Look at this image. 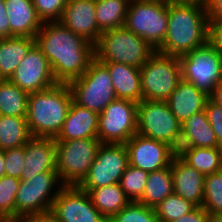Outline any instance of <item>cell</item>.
<instances>
[{
    "label": "cell",
    "instance_id": "cell-1",
    "mask_svg": "<svg viewBox=\"0 0 222 222\" xmlns=\"http://www.w3.org/2000/svg\"><path fill=\"white\" fill-rule=\"evenodd\" d=\"M35 44L48 59L57 83L79 78L95 59L94 44L75 34L61 22H44Z\"/></svg>",
    "mask_w": 222,
    "mask_h": 222
},
{
    "label": "cell",
    "instance_id": "cell-2",
    "mask_svg": "<svg viewBox=\"0 0 222 222\" xmlns=\"http://www.w3.org/2000/svg\"><path fill=\"white\" fill-rule=\"evenodd\" d=\"M208 17L205 4L168 3V27L162 45L164 55L181 56L208 41Z\"/></svg>",
    "mask_w": 222,
    "mask_h": 222
},
{
    "label": "cell",
    "instance_id": "cell-3",
    "mask_svg": "<svg viewBox=\"0 0 222 222\" xmlns=\"http://www.w3.org/2000/svg\"><path fill=\"white\" fill-rule=\"evenodd\" d=\"M73 102L67 83L28 95L26 120L32 137L56 138Z\"/></svg>",
    "mask_w": 222,
    "mask_h": 222
},
{
    "label": "cell",
    "instance_id": "cell-4",
    "mask_svg": "<svg viewBox=\"0 0 222 222\" xmlns=\"http://www.w3.org/2000/svg\"><path fill=\"white\" fill-rule=\"evenodd\" d=\"M156 50L124 26L101 33L94 44L95 59L100 63H120L140 68Z\"/></svg>",
    "mask_w": 222,
    "mask_h": 222
},
{
    "label": "cell",
    "instance_id": "cell-5",
    "mask_svg": "<svg viewBox=\"0 0 222 222\" xmlns=\"http://www.w3.org/2000/svg\"><path fill=\"white\" fill-rule=\"evenodd\" d=\"M56 141V171L63 185L78 186L87 176L101 142L98 138Z\"/></svg>",
    "mask_w": 222,
    "mask_h": 222
},
{
    "label": "cell",
    "instance_id": "cell-6",
    "mask_svg": "<svg viewBox=\"0 0 222 222\" xmlns=\"http://www.w3.org/2000/svg\"><path fill=\"white\" fill-rule=\"evenodd\" d=\"M63 186L57 171L42 172L29 180H21L15 198V220L50 213Z\"/></svg>",
    "mask_w": 222,
    "mask_h": 222
},
{
    "label": "cell",
    "instance_id": "cell-7",
    "mask_svg": "<svg viewBox=\"0 0 222 222\" xmlns=\"http://www.w3.org/2000/svg\"><path fill=\"white\" fill-rule=\"evenodd\" d=\"M124 27L157 50L167 33L168 3L163 0H130Z\"/></svg>",
    "mask_w": 222,
    "mask_h": 222
},
{
    "label": "cell",
    "instance_id": "cell-8",
    "mask_svg": "<svg viewBox=\"0 0 222 222\" xmlns=\"http://www.w3.org/2000/svg\"><path fill=\"white\" fill-rule=\"evenodd\" d=\"M182 79L179 57L155 52L142 67V100L166 101Z\"/></svg>",
    "mask_w": 222,
    "mask_h": 222
},
{
    "label": "cell",
    "instance_id": "cell-9",
    "mask_svg": "<svg viewBox=\"0 0 222 222\" xmlns=\"http://www.w3.org/2000/svg\"><path fill=\"white\" fill-rule=\"evenodd\" d=\"M73 101L100 114L117 97L108 69L94 59L79 78L68 83Z\"/></svg>",
    "mask_w": 222,
    "mask_h": 222
},
{
    "label": "cell",
    "instance_id": "cell-10",
    "mask_svg": "<svg viewBox=\"0 0 222 222\" xmlns=\"http://www.w3.org/2000/svg\"><path fill=\"white\" fill-rule=\"evenodd\" d=\"M137 133L165 142L176 151L181 141V123L166 101L142 100L137 105Z\"/></svg>",
    "mask_w": 222,
    "mask_h": 222
},
{
    "label": "cell",
    "instance_id": "cell-11",
    "mask_svg": "<svg viewBox=\"0 0 222 222\" xmlns=\"http://www.w3.org/2000/svg\"><path fill=\"white\" fill-rule=\"evenodd\" d=\"M179 60L182 79L208 95L222 80V55L208 41Z\"/></svg>",
    "mask_w": 222,
    "mask_h": 222
},
{
    "label": "cell",
    "instance_id": "cell-12",
    "mask_svg": "<svg viewBox=\"0 0 222 222\" xmlns=\"http://www.w3.org/2000/svg\"><path fill=\"white\" fill-rule=\"evenodd\" d=\"M137 105L116 98L99 114L97 138L101 143L125 144L137 133Z\"/></svg>",
    "mask_w": 222,
    "mask_h": 222
},
{
    "label": "cell",
    "instance_id": "cell-13",
    "mask_svg": "<svg viewBox=\"0 0 222 222\" xmlns=\"http://www.w3.org/2000/svg\"><path fill=\"white\" fill-rule=\"evenodd\" d=\"M128 165L125 144L101 143L87 176L78 186L93 189L119 183Z\"/></svg>",
    "mask_w": 222,
    "mask_h": 222
},
{
    "label": "cell",
    "instance_id": "cell-14",
    "mask_svg": "<svg viewBox=\"0 0 222 222\" xmlns=\"http://www.w3.org/2000/svg\"><path fill=\"white\" fill-rule=\"evenodd\" d=\"M50 213L59 222H108L79 186L64 185L53 202Z\"/></svg>",
    "mask_w": 222,
    "mask_h": 222
},
{
    "label": "cell",
    "instance_id": "cell-15",
    "mask_svg": "<svg viewBox=\"0 0 222 222\" xmlns=\"http://www.w3.org/2000/svg\"><path fill=\"white\" fill-rule=\"evenodd\" d=\"M128 164L147 172L171 166L177 151L169 144L144 137L138 133L126 143Z\"/></svg>",
    "mask_w": 222,
    "mask_h": 222
},
{
    "label": "cell",
    "instance_id": "cell-16",
    "mask_svg": "<svg viewBox=\"0 0 222 222\" xmlns=\"http://www.w3.org/2000/svg\"><path fill=\"white\" fill-rule=\"evenodd\" d=\"M9 80L28 94L57 84L48 59L36 44L28 51Z\"/></svg>",
    "mask_w": 222,
    "mask_h": 222
},
{
    "label": "cell",
    "instance_id": "cell-17",
    "mask_svg": "<svg viewBox=\"0 0 222 222\" xmlns=\"http://www.w3.org/2000/svg\"><path fill=\"white\" fill-rule=\"evenodd\" d=\"M59 22L93 44L102 33L97 24L95 0H69Z\"/></svg>",
    "mask_w": 222,
    "mask_h": 222
},
{
    "label": "cell",
    "instance_id": "cell-18",
    "mask_svg": "<svg viewBox=\"0 0 222 222\" xmlns=\"http://www.w3.org/2000/svg\"><path fill=\"white\" fill-rule=\"evenodd\" d=\"M47 171H56V141L54 138L32 137L25 144L20 180L26 181Z\"/></svg>",
    "mask_w": 222,
    "mask_h": 222
},
{
    "label": "cell",
    "instance_id": "cell-19",
    "mask_svg": "<svg viewBox=\"0 0 222 222\" xmlns=\"http://www.w3.org/2000/svg\"><path fill=\"white\" fill-rule=\"evenodd\" d=\"M174 193L197 207L203 205L204 175L186 163L178 154L171 162Z\"/></svg>",
    "mask_w": 222,
    "mask_h": 222
},
{
    "label": "cell",
    "instance_id": "cell-20",
    "mask_svg": "<svg viewBox=\"0 0 222 222\" xmlns=\"http://www.w3.org/2000/svg\"><path fill=\"white\" fill-rule=\"evenodd\" d=\"M208 100V94L196 88L193 83L181 79L166 102L182 124L192 115L203 111Z\"/></svg>",
    "mask_w": 222,
    "mask_h": 222
},
{
    "label": "cell",
    "instance_id": "cell-21",
    "mask_svg": "<svg viewBox=\"0 0 222 222\" xmlns=\"http://www.w3.org/2000/svg\"><path fill=\"white\" fill-rule=\"evenodd\" d=\"M9 19L11 37H34L43 22L39 18L32 0H4Z\"/></svg>",
    "mask_w": 222,
    "mask_h": 222
},
{
    "label": "cell",
    "instance_id": "cell-22",
    "mask_svg": "<svg viewBox=\"0 0 222 222\" xmlns=\"http://www.w3.org/2000/svg\"><path fill=\"white\" fill-rule=\"evenodd\" d=\"M99 114L71 103L63 126L55 140L97 138Z\"/></svg>",
    "mask_w": 222,
    "mask_h": 222
},
{
    "label": "cell",
    "instance_id": "cell-23",
    "mask_svg": "<svg viewBox=\"0 0 222 222\" xmlns=\"http://www.w3.org/2000/svg\"><path fill=\"white\" fill-rule=\"evenodd\" d=\"M109 71L115 95L119 99L142 101L140 68L120 63H102Z\"/></svg>",
    "mask_w": 222,
    "mask_h": 222
},
{
    "label": "cell",
    "instance_id": "cell-24",
    "mask_svg": "<svg viewBox=\"0 0 222 222\" xmlns=\"http://www.w3.org/2000/svg\"><path fill=\"white\" fill-rule=\"evenodd\" d=\"M180 147H220L204 110L181 124Z\"/></svg>",
    "mask_w": 222,
    "mask_h": 222
},
{
    "label": "cell",
    "instance_id": "cell-25",
    "mask_svg": "<svg viewBox=\"0 0 222 222\" xmlns=\"http://www.w3.org/2000/svg\"><path fill=\"white\" fill-rule=\"evenodd\" d=\"M34 44V37L0 39V73L3 79L9 80L11 78Z\"/></svg>",
    "mask_w": 222,
    "mask_h": 222
},
{
    "label": "cell",
    "instance_id": "cell-26",
    "mask_svg": "<svg viewBox=\"0 0 222 222\" xmlns=\"http://www.w3.org/2000/svg\"><path fill=\"white\" fill-rule=\"evenodd\" d=\"M82 190L88 193L92 204L108 221L131 202L119 183Z\"/></svg>",
    "mask_w": 222,
    "mask_h": 222
},
{
    "label": "cell",
    "instance_id": "cell-27",
    "mask_svg": "<svg viewBox=\"0 0 222 222\" xmlns=\"http://www.w3.org/2000/svg\"><path fill=\"white\" fill-rule=\"evenodd\" d=\"M177 154L204 176L222 170V147H179Z\"/></svg>",
    "mask_w": 222,
    "mask_h": 222
},
{
    "label": "cell",
    "instance_id": "cell-28",
    "mask_svg": "<svg viewBox=\"0 0 222 222\" xmlns=\"http://www.w3.org/2000/svg\"><path fill=\"white\" fill-rule=\"evenodd\" d=\"M174 193L171 166L149 172L144 194L138 203L154 208L166 197Z\"/></svg>",
    "mask_w": 222,
    "mask_h": 222
},
{
    "label": "cell",
    "instance_id": "cell-29",
    "mask_svg": "<svg viewBox=\"0 0 222 222\" xmlns=\"http://www.w3.org/2000/svg\"><path fill=\"white\" fill-rule=\"evenodd\" d=\"M32 135L26 118L0 115V149L24 146Z\"/></svg>",
    "mask_w": 222,
    "mask_h": 222
},
{
    "label": "cell",
    "instance_id": "cell-30",
    "mask_svg": "<svg viewBox=\"0 0 222 222\" xmlns=\"http://www.w3.org/2000/svg\"><path fill=\"white\" fill-rule=\"evenodd\" d=\"M28 95L10 80L0 81V115L26 118Z\"/></svg>",
    "mask_w": 222,
    "mask_h": 222
},
{
    "label": "cell",
    "instance_id": "cell-31",
    "mask_svg": "<svg viewBox=\"0 0 222 222\" xmlns=\"http://www.w3.org/2000/svg\"><path fill=\"white\" fill-rule=\"evenodd\" d=\"M130 0H95L96 18L101 32L125 24Z\"/></svg>",
    "mask_w": 222,
    "mask_h": 222
},
{
    "label": "cell",
    "instance_id": "cell-32",
    "mask_svg": "<svg viewBox=\"0 0 222 222\" xmlns=\"http://www.w3.org/2000/svg\"><path fill=\"white\" fill-rule=\"evenodd\" d=\"M197 206L173 193L154 207L158 222H173Z\"/></svg>",
    "mask_w": 222,
    "mask_h": 222
},
{
    "label": "cell",
    "instance_id": "cell-33",
    "mask_svg": "<svg viewBox=\"0 0 222 222\" xmlns=\"http://www.w3.org/2000/svg\"><path fill=\"white\" fill-rule=\"evenodd\" d=\"M202 207L208 214L222 215V170L204 176Z\"/></svg>",
    "mask_w": 222,
    "mask_h": 222
},
{
    "label": "cell",
    "instance_id": "cell-34",
    "mask_svg": "<svg viewBox=\"0 0 222 222\" xmlns=\"http://www.w3.org/2000/svg\"><path fill=\"white\" fill-rule=\"evenodd\" d=\"M149 172L128 165L120 179V187L131 202H138L144 194Z\"/></svg>",
    "mask_w": 222,
    "mask_h": 222
},
{
    "label": "cell",
    "instance_id": "cell-35",
    "mask_svg": "<svg viewBox=\"0 0 222 222\" xmlns=\"http://www.w3.org/2000/svg\"><path fill=\"white\" fill-rule=\"evenodd\" d=\"M20 182L11 176L0 177V219L15 220V198Z\"/></svg>",
    "mask_w": 222,
    "mask_h": 222
},
{
    "label": "cell",
    "instance_id": "cell-36",
    "mask_svg": "<svg viewBox=\"0 0 222 222\" xmlns=\"http://www.w3.org/2000/svg\"><path fill=\"white\" fill-rule=\"evenodd\" d=\"M108 222H158V218L154 208L130 202Z\"/></svg>",
    "mask_w": 222,
    "mask_h": 222
},
{
    "label": "cell",
    "instance_id": "cell-37",
    "mask_svg": "<svg viewBox=\"0 0 222 222\" xmlns=\"http://www.w3.org/2000/svg\"><path fill=\"white\" fill-rule=\"evenodd\" d=\"M42 22L60 21L69 0H32Z\"/></svg>",
    "mask_w": 222,
    "mask_h": 222
},
{
    "label": "cell",
    "instance_id": "cell-38",
    "mask_svg": "<svg viewBox=\"0 0 222 222\" xmlns=\"http://www.w3.org/2000/svg\"><path fill=\"white\" fill-rule=\"evenodd\" d=\"M4 175L20 179L25 159V145L4 150Z\"/></svg>",
    "mask_w": 222,
    "mask_h": 222
},
{
    "label": "cell",
    "instance_id": "cell-39",
    "mask_svg": "<svg viewBox=\"0 0 222 222\" xmlns=\"http://www.w3.org/2000/svg\"><path fill=\"white\" fill-rule=\"evenodd\" d=\"M204 111L212 129L214 130L217 142L219 146L222 147V108L208 100Z\"/></svg>",
    "mask_w": 222,
    "mask_h": 222
},
{
    "label": "cell",
    "instance_id": "cell-40",
    "mask_svg": "<svg viewBox=\"0 0 222 222\" xmlns=\"http://www.w3.org/2000/svg\"><path fill=\"white\" fill-rule=\"evenodd\" d=\"M208 42L222 55V20L208 22Z\"/></svg>",
    "mask_w": 222,
    "mask_h": 222
},
{
    "label": "cell",
    "instance_id": "cell-41",
    "mask_svg": "<svg viewBox=\"0 0 222 222\" xmlns=\"http://www.w3.org/2000/svg\"><path fill=\"white\" fill-rule=\"evenodd\" d=\"M207 219L208 212L203 207H196L173 222H207Z\"/></svg>",
    "mask_w": 222,
    "mask_h": 222
},
{
    "label": "cell",
    "instance_id": "cell-42",
    "mask_svg": "<svg viewBox=\"0 0 222 222\" xmlns=\"http://www.w3.org/2000/svg\"><path fill=\"white\" fill-rule=\"evenodd\" d=\"M208 21L222 20V0H206Z\"/></svg>",
    "mask_w": 222,
    "mask_h": 222
},
{
    "label": "cell",
    "instance_id": "cell-43",
    "mask_svg": "<svg viewBox=\"0 0 222 222\" xmlns=\"http://www.w3.org/2000/svg\"><path fill=\"white\" fill-rule=\"evenodd\" d=\"M4 0H0V39L10 38L9 19Z\"/></svg>",
    "mask_w": 222,
    "mask_h": 222
},
{
    "label": "cell",
    "instance_id": "cell-44",
    "mask_svg": "<svg viewBox=\"0 0 222 222\" xmlns=\"http://www.w3.org/2000/svg\"><path fill=\"white\" fill-rule=\"evenodd\" d=\"M19 222H59L51 213L24 217Z\"/></svg>",
    "mask_w": 222,
    "mask_h": 222
},
{
    "label": "cell",
    "instance_id": "cell-45",
    "mask_svg": "<svg viewBox=\"0 0 222 222\" xmlns=\"http://www.w3.org/2000/svg\"><path fill=\"white\" fill-rule=\"evenodd\" d=\"M209 100L222 108V80L212 90Z\"/></svg>",
    "mask_w": 222,
    "mask_h": 222
},
{
    "label": "cell",
    "instance_id": "cell-46",
    "mask_svg": "<svg viewBox=\"0 0 222 222\" xmlns=\"http://www.w3.org/2000/svg\"><path fill=\"white\" fill-rule=\"evenodd\" d=\"M167 3H200L205 4L206 0H163Z\"/></svg>",
    "mask_w": 222,
    "mask_h": 222
},
{
    "label": "cell",
    "instance_id": "cell-47",
    "mask_svg": "<svg viewBox=\"0 0 222 222\" xmlns=\"http://www.w3.org/2000/svg\"><path fill=\"white\" fill-rule=\"evenodd\" d=\"M5 156H4V150L0 149V177H2L4 175L5 172Z\"/></svg>",
    "mask_w": 222,
    "mask_h": 222
},
{
    "label": "cell",
    "instance_id": "cell-48",
    "mask_svg": "<svg viewBox=\"0 0 222 222\" xmlns=\"http://www.w3.org/2000/svg\"><path fill=\"white\" fill-rule=\"evenodd\" d=\"M207 222H222V215H220V214H208Z\"/></svg>",
    "mask_w": 222,
    "mask_h": 222
},
{
    "label": "cell",
    "instance_id": "cell-49",
    "mask_svg": "<svg viewBox=\"0 0 222 222\" xmlns=\"http://www.w3.org/2000/svg\"><path fill=\"white\" fill-rule=\"evenodd\" d=\"M0 222H19V220H12V219H0Z\"/></svg>",
    "mask_w": 222,
    "mask_h": 222
}]
</instances>
